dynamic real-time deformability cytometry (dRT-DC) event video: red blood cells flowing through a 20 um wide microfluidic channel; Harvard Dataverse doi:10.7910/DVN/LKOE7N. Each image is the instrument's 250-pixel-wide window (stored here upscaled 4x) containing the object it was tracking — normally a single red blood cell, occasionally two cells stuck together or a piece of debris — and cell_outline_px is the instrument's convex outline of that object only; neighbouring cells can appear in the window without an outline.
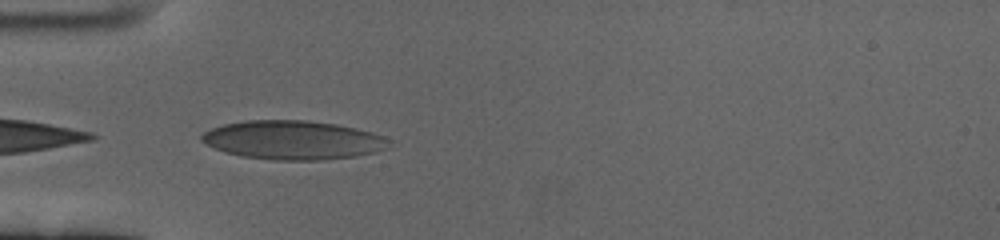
{"species": "human", "species_latin": "Homo sapiens", "temperature_condition": "cold", "stored_images_in_passage": 42, "camera_frame_rate_fps": 3000, "um_per_image_px": 0.085, "donor": {"sex": "female"}, "frame": {"image": 1, "passage_image": 1, "time_ms": 0.0, "image_size_px": [1000, 240], "cell_outline_px": [[388, 148], [376, 152], [356, 156], [320, 160], [272, 160], [240, 156], [224, 152], [200, 140], [200, 136], [204, 132], [212, 128], [224, 124], [248, 120], [304, 120], [336, 124], [356, 128], [372, 132], [384, 136], [388, 140]], "centroid_in_image_um": [24.9, 11.91], "position_along_channel_um": 60.1, "area_um2": 42.43}}
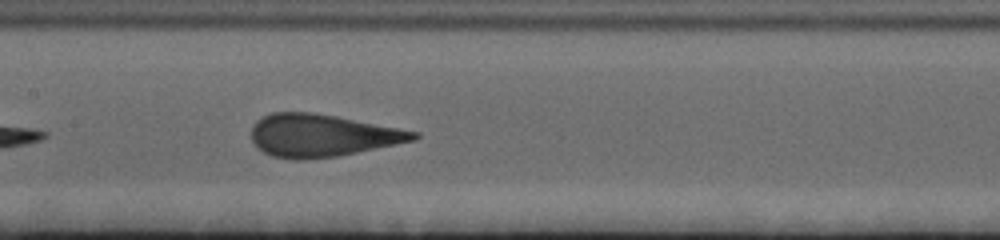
{"frame": {"image": 2, "passage_image": 12, "time_ms": 3.667, "image_size_px": [1000, 240], "cell_outline_px": [[420, 136], [416, 140], [336, 156], [308, 160], [292, 160], [272, 156], [264, 152], [252, 140], [252, 124], [256, 120], [272, 112], [312, 112], [336, 116], [400, 128], [420, 132]], "centroid_in_image_um": [27.37, 11.51], "position_along_channel_um": 180.0, "area_um2": 40.11}}
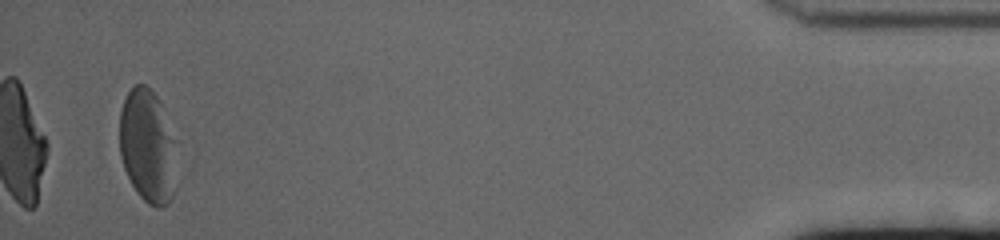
{"frame": {"image": 3, "passage_image": 40, "time_ms": 13.0, "image_size_px": [1000, 240], "cell_outline_px": [[180, 180], [172, 196], [160, 208], [156, 208], [148, 204], [136, 192], [124, 168], [120, 156], [120, 112], [124, 100], [128, 92], [136, 84], [144, 84], [156, 96], [160, 104], [176, 140]], "centroid_in_image_um": [12.61, 12.5], "position_along_channel_um": 422.6, "area_um2": 38.55}, "authors_computed_cell_mechanics": {"area_um2": 40.3155, "velocity_mm_per_s": 3.3904, "shape_relaxation_time_tau1_ms": 6.4307, "shape_relaxation_time_tau2_ms": null, "deformation_change_tau1": 0.1817, "deformation_change_tau2": null}}